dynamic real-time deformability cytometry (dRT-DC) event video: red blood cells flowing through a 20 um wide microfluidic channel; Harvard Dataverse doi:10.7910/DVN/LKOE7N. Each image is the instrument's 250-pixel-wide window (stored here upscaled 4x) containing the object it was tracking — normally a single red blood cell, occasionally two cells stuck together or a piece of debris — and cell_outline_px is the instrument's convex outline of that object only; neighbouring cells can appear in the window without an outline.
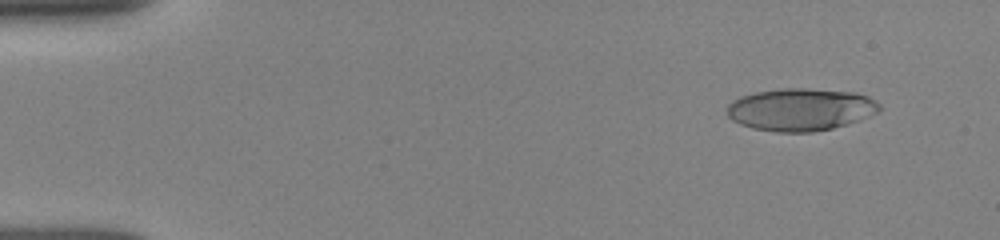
{"species": "human", "species_latin": "Homo sapiens", "temperature_condition": "room temperature", "stored_images_in_passage": 8, "camera_frame_rate_fps": 3000, "um_per_image_px": 0.085, "donor": {"sex": "female"}, "frame": {"image": 1, "passage_image": 2, "time_ms": 0.333, "image_size_px": [1000, 240], "cell_outline_px": [[880, 108], [876, 112], [868, 116], [832, 128], [812, 132], [776, 132], [752, 128], [740, 124], [732, 120], [728, 116], [728, 104], [732, 100], [740, 96], [756, 92], [780, 88], [804, 88], [856, 92], [868, 96], [876, 100], [880, 104]], "centroid_in_image_um": [68.02, 9.29], "position_along_channel_um": 17.0, "area_um2": 37.63}}
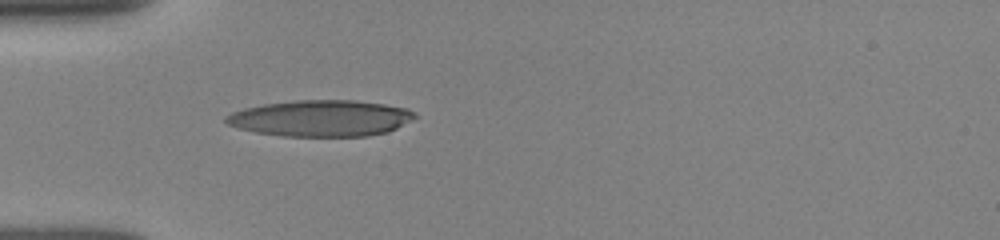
{"frame": {"image": 2, "passage_image": 8, "time_ms": 2.333, "image_size_px": [1000, 240], "cell_outline_px": [[416, 116], [396, 128], [388, 132], [368, 136], [284, 136], [256, 132], [240, 128], [228, 124], [224, 120], [224, 116], [232, 112], [244, 108], [264, 104], [296, 100], [356, 100], [384, 104], [408, 108], [416, 112]], "centroid_in_image_um": [27.28, 10.04], "position_along_channel_um": 57.7, "area_um2": 39.88}}